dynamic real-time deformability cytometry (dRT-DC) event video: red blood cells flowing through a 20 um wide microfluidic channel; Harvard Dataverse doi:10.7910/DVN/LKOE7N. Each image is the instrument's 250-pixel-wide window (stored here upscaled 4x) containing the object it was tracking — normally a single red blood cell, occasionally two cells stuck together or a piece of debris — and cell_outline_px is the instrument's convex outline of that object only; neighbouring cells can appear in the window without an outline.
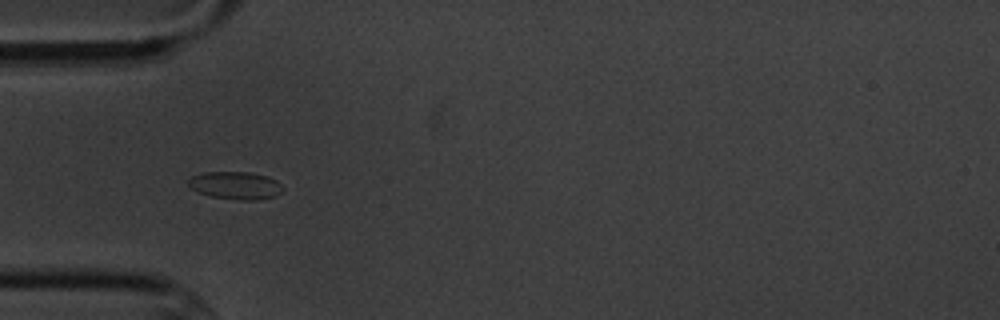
{"species": "common noctule bat (a hibernating species)", "species_latin": "Nyctalus noctula", "temperature_condition": "cold", "stored_images_in_passage": 3, "camera_frame_rate_fps": 3000, "um_per_image_px": 0.085, "animal": {"sex": "male", "body_mass_g": 20.1, "forearm_length_mm": 53.5}, "frame": {"image": 1, "passage_image": 3, "time_ms": 2.333, "image_size_px": [1000, 320], "cell_outline_px": [[284, 188], [276, 196], [256, 200], [240, 200], [212, 196], [196, 192], [188, 184], [188, 180], [192, 176], [204, 172], [252, 172], [268, 176], [276, 180]], "centroid_in_image_um": [20.03, 15.75], "position_along_channel_um": 65.0, "area_um2": 15.26}}